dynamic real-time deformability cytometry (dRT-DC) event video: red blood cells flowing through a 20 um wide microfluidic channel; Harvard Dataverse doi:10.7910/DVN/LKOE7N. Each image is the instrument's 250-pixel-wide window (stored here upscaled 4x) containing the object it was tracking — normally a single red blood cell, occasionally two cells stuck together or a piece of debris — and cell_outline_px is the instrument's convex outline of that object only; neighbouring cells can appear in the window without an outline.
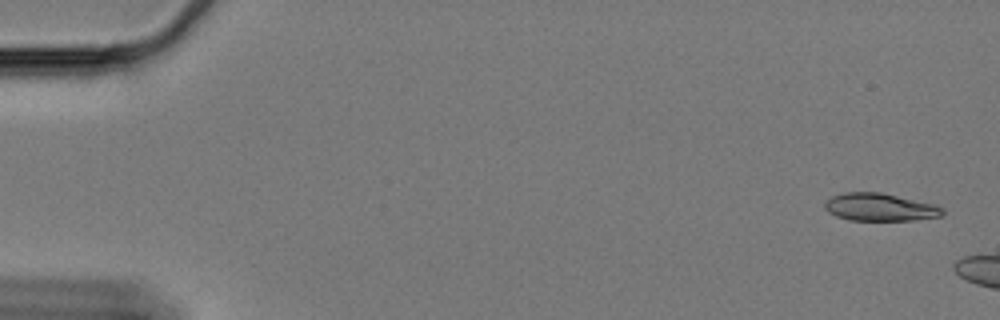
{"species": "Egyptian fruit bat (a non-hibernating species)", "species_latin": "Rousettus aegyptiacus", "temperature_condition": "cold", "stored_images_in_passage": 12, "camera_frame_rate_fps": 3000, "um_per_image_px": 0.085, "animal": {"sex": "female"}, "frame": {"image": 1, "passage_image": 1, "time_ms": 0.0, "image_size_px": [1000, 320], "cell_outline_px": [[944, 212], [940, 216], [912, 220], [848, 220], [836, 216], [828, 212], [824, 208], [824, 200], [832, 196], [844, 192], [880, 192], [936, 204], [944, 208]], "centroid_in_image_um": [74.76, 17.6], "position_along_channel_um": 10.2, "area_um2": 19.13}}